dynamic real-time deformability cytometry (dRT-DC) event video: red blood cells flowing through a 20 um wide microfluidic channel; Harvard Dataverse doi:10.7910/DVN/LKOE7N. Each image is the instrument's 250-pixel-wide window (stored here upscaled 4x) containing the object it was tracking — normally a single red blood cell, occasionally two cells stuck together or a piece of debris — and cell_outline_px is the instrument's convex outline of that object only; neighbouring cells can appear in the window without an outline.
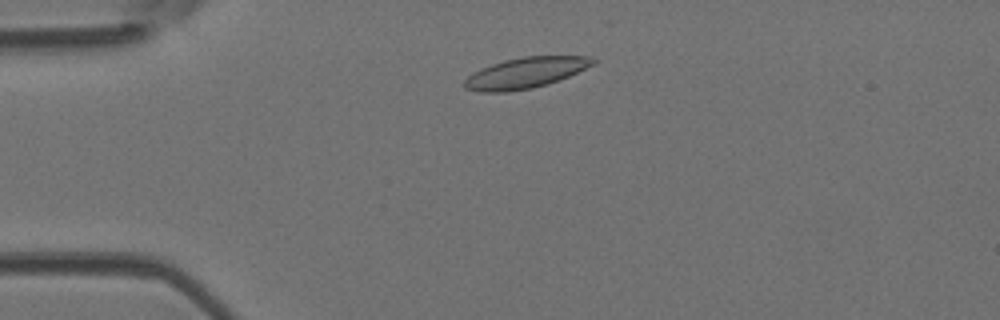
{"species": "Egyptian fruit bat (a non-hibernating species)", "species_latin": "Rousettus aegyptiacus", "temperature_condition": "room temperature", "stored_images_in_passage": 17, "camera_frame_rate_fps": 3000, "um_per_image_px": 0.085, "animal": {"sex": "female"}, "frame": {"image": 1, "passage_image": 7, "time_ms": 2.0, "image_size_px": [1000, 320], "cell_outline_px": [[596, 64], [568, 76], [548, 84], [532, 88], [508, 92], [480, 92], [464, 88], [464, 80], [468, 76], [480, 68], [504, 60], [524, 56], [588, 56], [596, 60]], "centroid_in_image_um": [44.66, 6.19], "position_along_channel_um": 40.3, "area_um2": 23.06}}
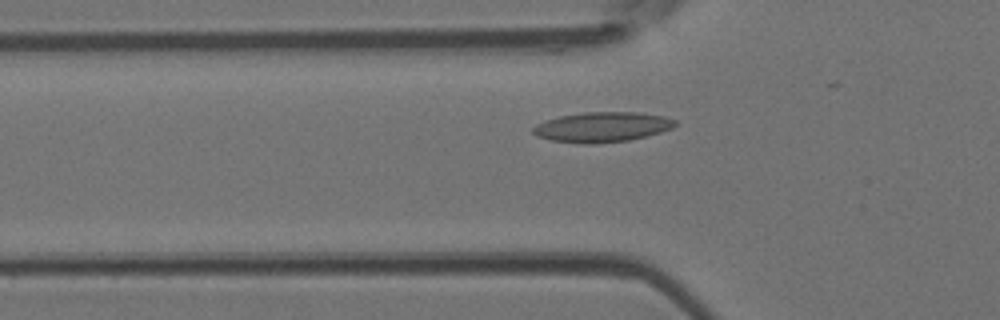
{"frame": {"image": 2, "passage_image": 12, "time_ms": 3.667, "image_size_px": [1000, 320], "cell_outline_px": [[676, 124], [672, 128], [660, 132], [628, 140], [592, 144], [584, 144], [552, 140], [536, 136], [532, 132], [532, 128], [536, 124], [560, 116], [584, 112], [636, 112], [664, 116], [676, 120]], "centroid_in_image_um": [51.17, 10.79], "position_along_channel_um": 74.6, "area_um2": 24.68}}
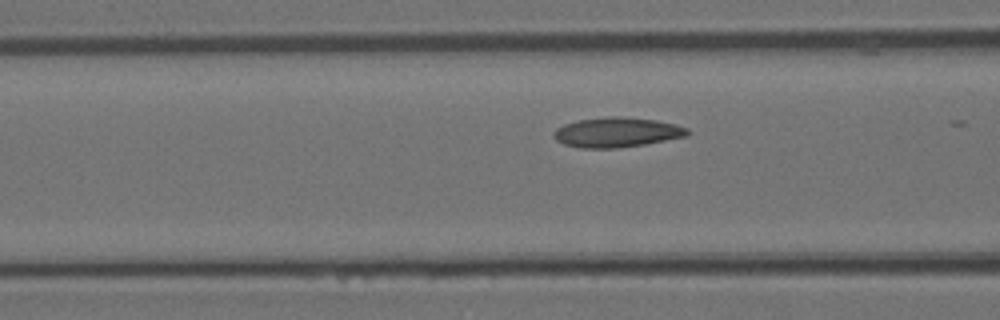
{"frame": {"image": 3, "passage_image": 15, "time_ms": 4.667, "image_size_px": [1000, 320], "cell_outline_px": [[692, 132], [688, 136], [644, 144], [616, 148], [580, 148], [564, 144], [556, 140], [552, 136], [552, 132], [556, 128], [564, 124], [580, 120], [604, 116], [620, 116], [656, 120], [676, 124], [688, 128]], "centroid_in_image_um": [52.43, 11.24], "position_along_channel_um": 114.2, "area_um2": 23.47}}